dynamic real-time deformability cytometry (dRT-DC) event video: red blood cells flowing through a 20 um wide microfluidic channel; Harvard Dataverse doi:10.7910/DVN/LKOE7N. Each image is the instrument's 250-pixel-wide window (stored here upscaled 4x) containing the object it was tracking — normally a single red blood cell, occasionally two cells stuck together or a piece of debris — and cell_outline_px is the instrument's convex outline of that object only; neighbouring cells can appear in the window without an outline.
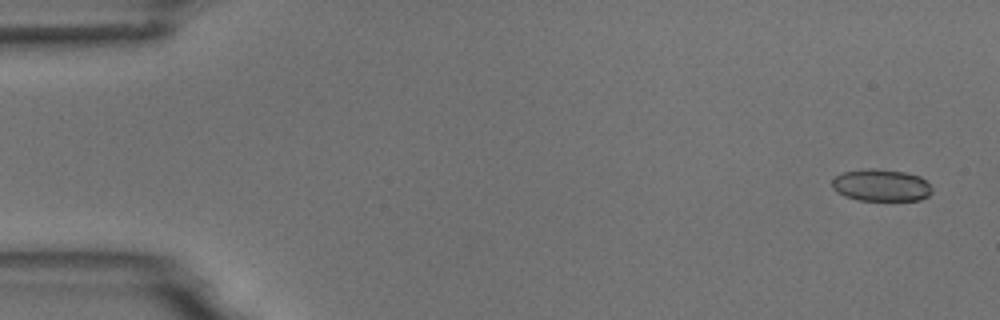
{"species": "common noctule bat (a hibernating species)", "species_latin": "Nyctalus noctula", "temperature_condition": "room temperature", "stored_images_in_passage": 5, "camera_frame_rate_fps": 3000, "um_per_image_px": 0.085, "animal": {"sex": "male", "body_mass_g": 18.8}, "frame": {"image": 1, "passage_image": 1, "time_ms": 0.0, "image_size_px": [1000, 320], "cell_outline_px": [[932, 192], [928, 196], [920, 200], [860, 200], [844, 196], [836, 192], [832, 188], [832, 180], [836, 176], [844, 172], [868, 168], [876, 168], [904, 172], [920, 176], [932, 188]], "centroid_in_image_um": [74.88, 15.74], "position_along_channel_um": 10.1, "area_um2": 18.67}}
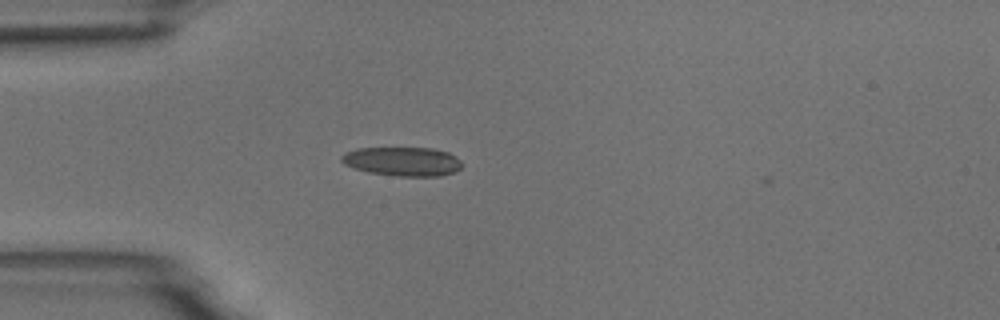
{"frame": {"image": 2, "passage_image": 4, "time_ms": 4.333, "image_size_px": [1000, 320], "cell_outline_px": [[464, 164], [456, 172], [440, 176], [396, 176], [368, 172], [352, 168], [344, 164], [340, 160], [340, 156], [344, 152], [356, 148], [432, 148], [448, 152], [460, 160]], "centroid_in_image_um": [34.2, 13.72], "position_along_channel_um": 50.8, "area_um2": 20.63}}